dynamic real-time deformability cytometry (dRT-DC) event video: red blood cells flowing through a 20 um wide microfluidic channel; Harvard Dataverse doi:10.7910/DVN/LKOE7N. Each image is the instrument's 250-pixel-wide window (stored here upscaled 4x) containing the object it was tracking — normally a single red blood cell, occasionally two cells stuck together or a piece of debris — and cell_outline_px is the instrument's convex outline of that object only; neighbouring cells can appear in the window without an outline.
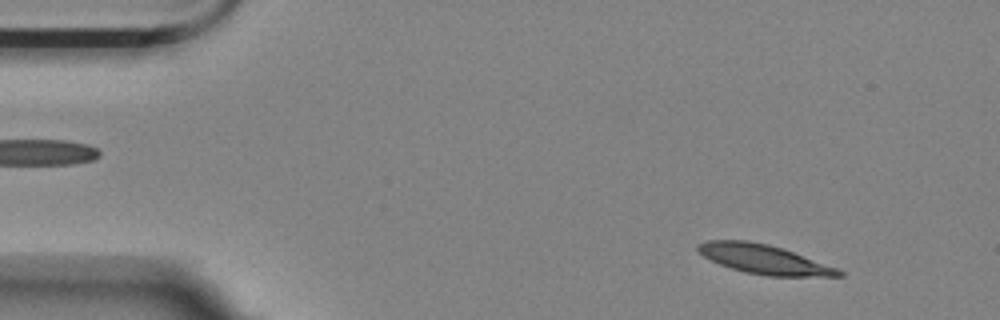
{"species": "Egyptian fruit bat (a non-hibernating species)", "species_latin": "Rousettus aegyptiacus", "temperature_condition": "room temperature", "stored_images_in_passage": 56, "camera_frame_rate_fps": 3000, "um_per_image_px": 0.085, "animal": {"sex": "female"}, "frame": {"image": 1, "passage_image": 6, "time_ms": 1.667, "image_size_px": [1000, 320], "cell_outline_px": [[844, 276], [768, 276], [744, 272], [720, 264], [704, 256], [696, 248], [696, 244], [708, 240], [748, 240], [768, 244], [792, 252], [836, 268], [844, 272]], "centroid_in_image_um": [64.89, 22.03], "position_along_channel_um": 20.1, "area_um2": 23.58}}
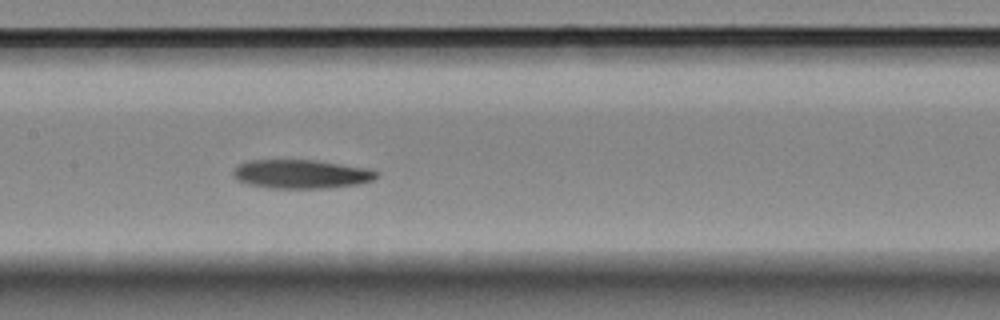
{"frame": {"image": 2, "passage_image": 27, "time_ms": 8.667, "image_size_px": [1000, 320], "cell_outline_px": [[380, 172], [372, 180], [356, 184], [328, 188], [268, 188], [248, 184], [236, 180], [232, 172], [240, 164], [248, 160], [316, 160], [372, 168]], "centroid_in_image_um": [25.62, 14.79], "position_along_channel_um": 181.8, "area_um2": 24.22}}
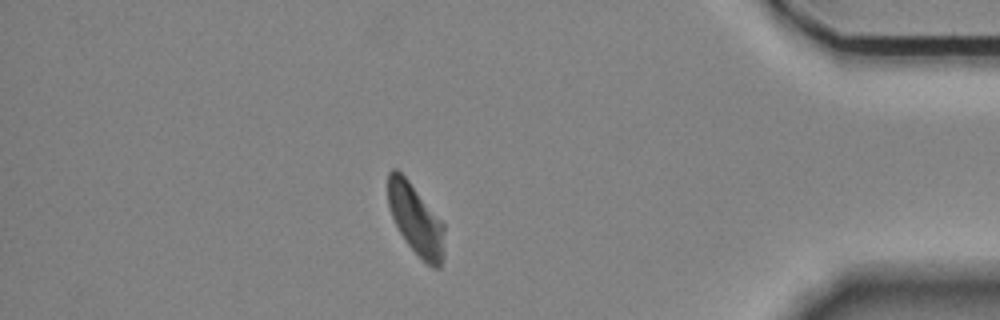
{"frame": {"image": 3, "passage_image": 49, "time_ms": 16.0, "image_size_px": [1000, 320], "cell_outline_px": [[444, 256], [440, 268], [432, 268], [408, 244], [400, 232], [392, 216], [388, 204], [388, 172], [392, 168], [396, 168], [408, 180], [444, 224]], "centroid_in_image_um": [35.35, 18.66], "position_along_channel_um": 399.9, "area_um2": 22.83}}